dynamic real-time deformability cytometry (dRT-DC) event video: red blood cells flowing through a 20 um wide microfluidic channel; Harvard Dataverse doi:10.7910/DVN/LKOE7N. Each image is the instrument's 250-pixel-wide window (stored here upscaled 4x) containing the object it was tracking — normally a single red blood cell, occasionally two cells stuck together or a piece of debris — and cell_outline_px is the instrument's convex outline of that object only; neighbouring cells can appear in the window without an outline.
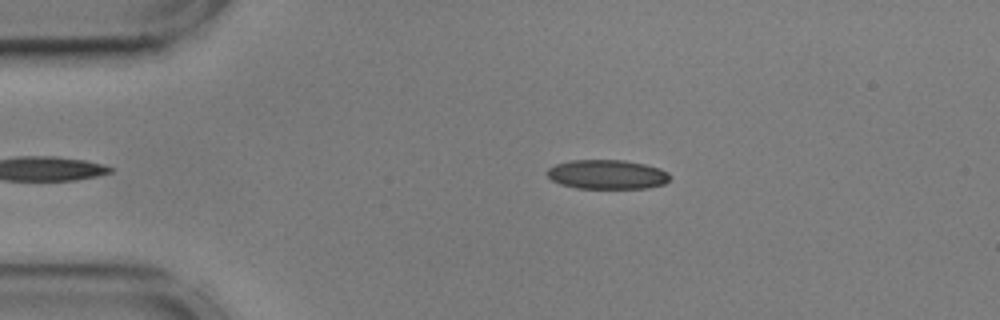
{"species": "common noctule bat (a hibernating species)", "species_latin": "Nyctalus noctula", "temperature_condition": "cold", "stored_images_in_passage": 41, "camera_frame_rate_fps": 3000, "um_per_image_px": 0.085, "animal": {"sex": "male", "body_mass_g": 17.9, "forearm_length_mm": 54.2}, "frame": {"image": 1, "passage_image": 3, "time_ms": 0.667, "image_size_px": [1000, 320], "cell_outline_px": [[668, 180], [664, 184], [648, 188], [576, 188], [560, 184], [552, 180], [548, 176], [548, 168], [556, 164], [568, 160], [624, 160], [644, 164], [660, 168], [668, 172]], "centroid_in_image_um": [51.59, 14.82], "position_along_channel_um": 33.4, "area_um2": 20.92}}
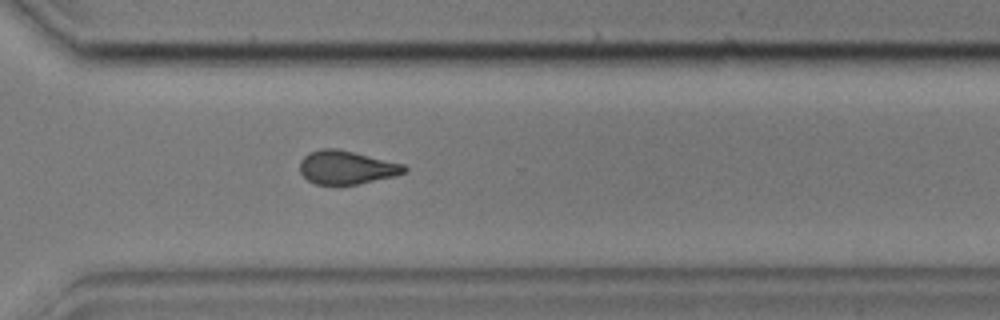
{"frame": {"image": 2, "passage_image": 32, "time_ms": 10.333, "image_size_px": [1000, 320], "cell_outline_px": [[408, 168], [404, 172], [392, 176], [356, 184], [336, 188], [316, 184], [308, 180], [300, 172], [300, 160], [308, 152], [320, 148], [336, 148], [404, 164]], "centroid_in_image_um": [29.38, 14.25], "position_along_channel_um": 341.2, "area_um2": 20.69}}
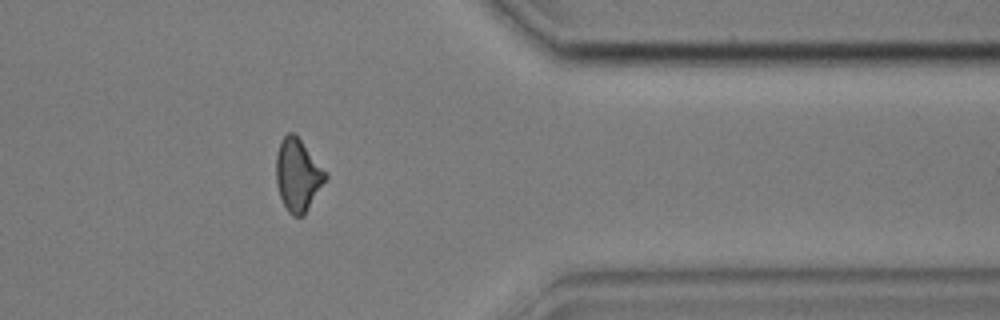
{"frame": {"image": 3, "passage_image": 37, "time_ms": 12.0, "image_size_px": [1000, 320], "cell_outline_px": [[328, 176], [304, 216], [292, 216], [288, 212], [280, 196], [276, 184], [276, 156], [280, 140], [288, 132], [292, 132], [300, 140], [328, 172]], "centroid_in_image_um": [25.31, 14.88], "position_along_channel_um": 386.1, "area_um2": 20.81}, "authors_computed_cell_mechanics": {"area_um2": 21.3282, "velocity_mm_per_s": 3.5922, "shape_relaxation_time_tau1_ms": 7.4451, "shape_relaxation_time_tau2_ms": 2.7785, "deformation_change_tau1": 0.1534, "deformation_change_tau2": 0.0805}}